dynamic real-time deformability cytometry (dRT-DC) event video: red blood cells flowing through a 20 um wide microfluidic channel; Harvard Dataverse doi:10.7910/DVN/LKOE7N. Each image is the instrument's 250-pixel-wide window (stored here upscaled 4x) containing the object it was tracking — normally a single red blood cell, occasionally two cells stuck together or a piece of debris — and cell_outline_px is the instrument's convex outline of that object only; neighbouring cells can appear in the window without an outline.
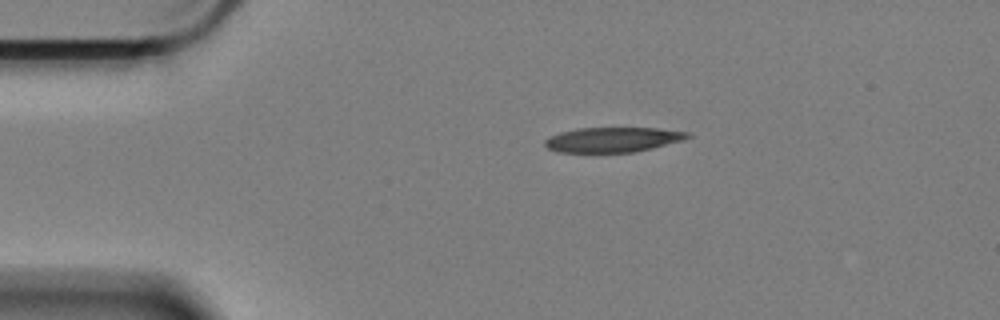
{"species": "Egyptian fruit bat (a non-hibernating species)", "species_latin": "Rousettus aegyptiacus", "temperature_condition": "cold", "stored_images_in_passage": 49, "camera_frame_rate_fps": 3000, "um_per_image_px": 0.085, "animal": {"sex": "female"}, "frame": {"image": 1, "passage_image": 1, "time_ms": 0.0, "image_size_px": [1000, 320], "cell_outline_px": [[692, 136], [684, 140], [636, 152], [556, 152], [548, 148], [544, 144], [544, 140], [560, 132], [580, 128], [656, 128], [692, 132]], "centroid_in_image_um": [52.14, 11.87], "position_along_channel_um": 32.9, "area_um2": 20.75}}
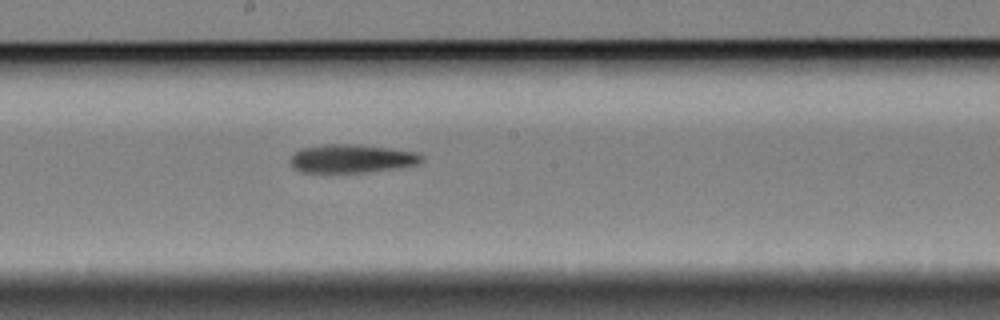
{"frame": {"image": 2, "passage_image": 21, "time_ms": 6.667, "image_size_px": [1000, 320], "cell_outline_px": [[424, 160], [416, 164], [396, 168], [364, 172], [300, 172], [292, 168], [288, 160], [300, 148], [324, 144], [356, 144], [416, 152], [424, 156]], "centroid_in_image_um": [29.84, 13.48], "position_along_channel_um": 218.4, "area_um2": 21.73}}
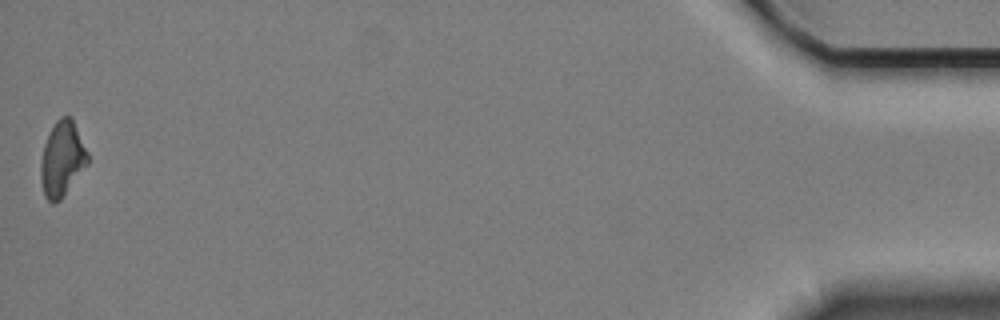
{"frame": {"image": 3, "passage_image": 48, "time_ms": 15.667, "image_size_px": [1000, 320], "cell_outline_px": [[88, 164], [60, 200], [52, 204], [44, 196], [40, 176], [40, 160], [44, 144], [56, 120], [60, 116], [72, 116], [88, 152]], "centroid_in_image_um": [5.28, 13.5], "position_along_channel_um": 429.9, "area_um2": 20.63}}